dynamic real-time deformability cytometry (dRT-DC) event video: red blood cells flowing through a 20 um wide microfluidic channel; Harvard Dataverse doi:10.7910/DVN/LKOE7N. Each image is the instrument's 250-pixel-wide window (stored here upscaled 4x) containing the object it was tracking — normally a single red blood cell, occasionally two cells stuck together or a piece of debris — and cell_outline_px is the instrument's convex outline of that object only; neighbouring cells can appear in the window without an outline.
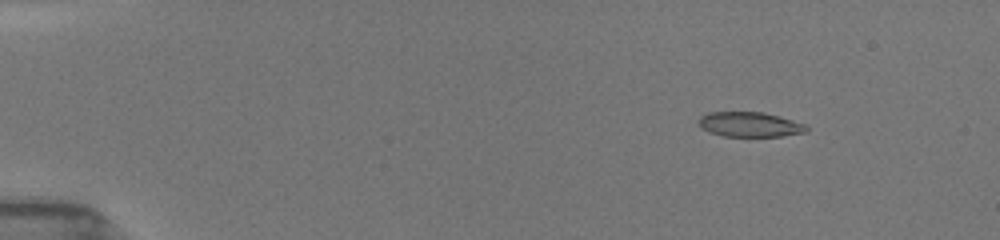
{"species": "common noctule bat (a hibernating species)", "species_latin": "Nyctalus noctula", "temperature_condition": "room temperature", "stored_images_in_passage": 21, "camera_frame_rate_fps": 3000, "um_per_image_px": 0.085, "animal": {"sex": "female", "body_mass_g": 19.5, "forearm_length_mm": 54.1}, "frame": {"image": 1, "passage_image": 7, "time_ms": 2.0, "image_size_px": [1000, 240], "cell_outline_px": [[808, 132], [780, 136], [724, 136], [708, 132], [700, 128], [700, 116], [708, 112], [764, 112], [780, 116], [804, 124], [808, 128]], "centroid_in_image_um": [63.73, 10.58], "position_along_channel_um": 21.3, "area_um2": 15.61}}
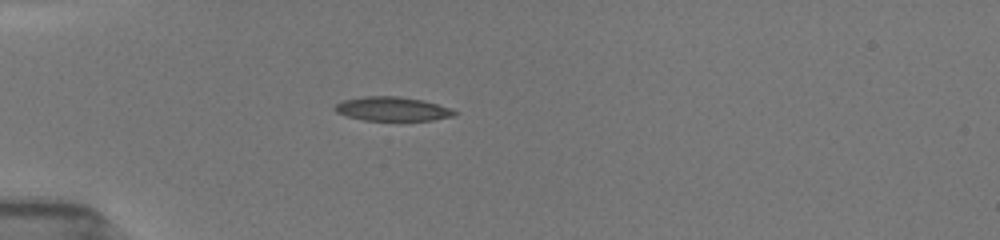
{"frame": {"image": 2, "passage_image": 16, "time_ms": 5.0, "image_size_px": [1000, 240], "cell_outline_px": [[456, 116], [432, 120], [364, 120], [348, 116], [336, 112], [332, 108], [336, 104], [344, 100], [364, 96], [400, 96], [424, 100], [452, 108], [456, 112]], "centroid_in_image_um": [33.38, 9.25], "position_along_channel_um": 51.6, "area_um2": 16.82}}
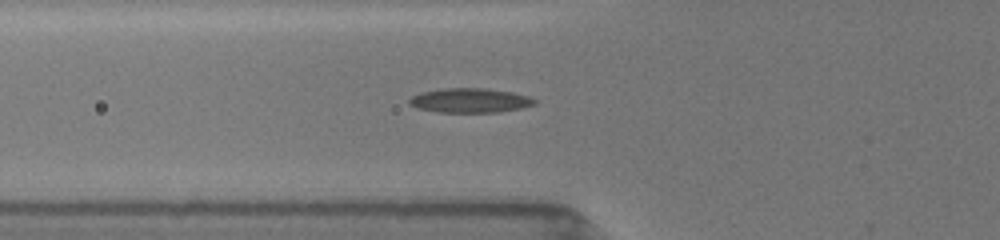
{"frame": {"image": 3, "passage_image": 20, "time_ms": 6.333, "image_size_px": [1000, 240], "cell_outline_px": [[536, 104], [520, 108], [500, 112], [440, 112], [420, 108], [408, 104], [408, 100], [412, 96], [420, 92], [444, 88], [484, 88], [512, 92], [528, 96], [536, 100]], "centroid_in_image_um": [39.95, 8.53], "position_along_channel_um": 85.9, "area_um2": 17.74}}